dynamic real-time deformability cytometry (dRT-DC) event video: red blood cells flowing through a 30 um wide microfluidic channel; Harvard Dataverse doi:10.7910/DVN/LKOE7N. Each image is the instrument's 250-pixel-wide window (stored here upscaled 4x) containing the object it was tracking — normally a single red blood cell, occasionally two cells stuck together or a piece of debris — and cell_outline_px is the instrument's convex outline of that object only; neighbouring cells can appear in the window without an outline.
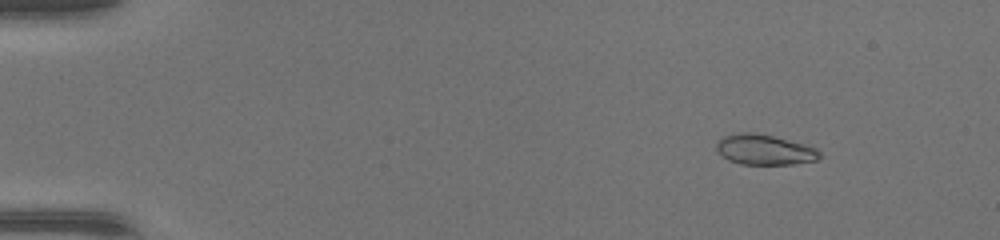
{"species": "common noctule bat (a hibernating species)", "species_latin": "Nyctalus noctula", "temperature_condition": "warm", "stored_images_in_passage": 48, "camera_frame_rate_fps": 3000, "um_per_image_px": 0.085, "animal": {"sex": "female", "body_mass_g": 17.0, "forearm_length_mm": 48.0}, "frame": {"image": 1, "passage_image": 7, "time_ms": 2.0, "image_size_px": [1000, 240], "cell_outline_px": [[820, 156], [816, 160], [792, 164], [740, 164], [728, 160], [716, 152], [716, 144], [724, 136], [740, 132], [752, 132], [772, 136], [804, 144], [816, 148], [820, 152]], "centroid_in_image_um": [64.95, 12.73], "position_along_channel_um": 20.1, "area_um2": 18.09}}
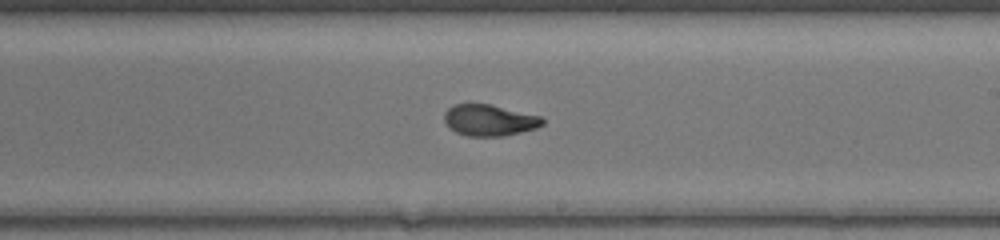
{"frame": {"image": 2, "passage_image": 30, "time_ms": 9.667, "image_size_px": [1000, 240], "cell_outline_px": [[544, 124], [536, 128], [504, 136], [468, 136], [456, 132], [448, 128], [444, 120], [444, 112], [452, 104], [488, 104], [540, 116], [544, 120]], "centroid_in_image_um": [41.55, 10.22], "position_along_channel_um": 247.4, "area_um2": 17.86}}
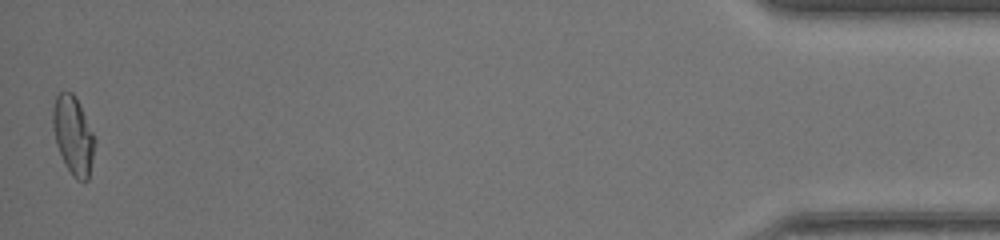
{"frame": {"image": 3, "passage_image": 48, "time_ms": 15.667, "image_size_px": [1000, 240], "cell_outline_px": [[96, 140], [88, 180], [76, 180], [72, 176], [56, 144], [52, 128], [52, 108], [56, 96], [60, 92], [72, 92], [76, 96]], "centroid_in_image_um": [6.21, 11.48], "position_along_channel_um": 429.0, "area_um2": 19.02}}